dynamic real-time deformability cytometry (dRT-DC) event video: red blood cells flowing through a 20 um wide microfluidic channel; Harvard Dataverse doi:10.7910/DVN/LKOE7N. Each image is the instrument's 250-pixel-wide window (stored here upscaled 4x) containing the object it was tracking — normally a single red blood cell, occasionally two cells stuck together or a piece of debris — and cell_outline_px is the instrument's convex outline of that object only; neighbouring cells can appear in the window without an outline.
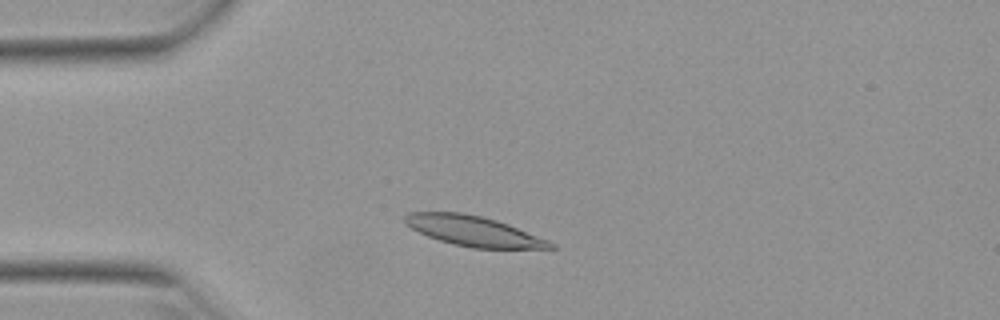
{"species": "Egyptian fruit bat (a non-hibernating species)", "species_latin": "Rousettus aegyptiacus", "temperature_condition": "warm", "stored_images_in_passage": 40, "camera_frame_rate_fps": 3000, "um_per_image_px": 0.085, "animal": {"sex": "female"}, "frame": {"image": 1, "passage_image": 1, "time_ms": 0.0, "image_size_px": [1000, 320], "cell_outline_px": [[556, 248], [472, 248], [452, 244], [428, 236], [412, 228], [404, 220], [404, 216], [408, 212], [460, 212], [480, 216], [496, 220], [508, 224], [548, 240], [556, 244]], "centroid_in_image_um": [40.26, 19.64], "position_along_channel_um": 44.7, "area_um2": 25.2}}
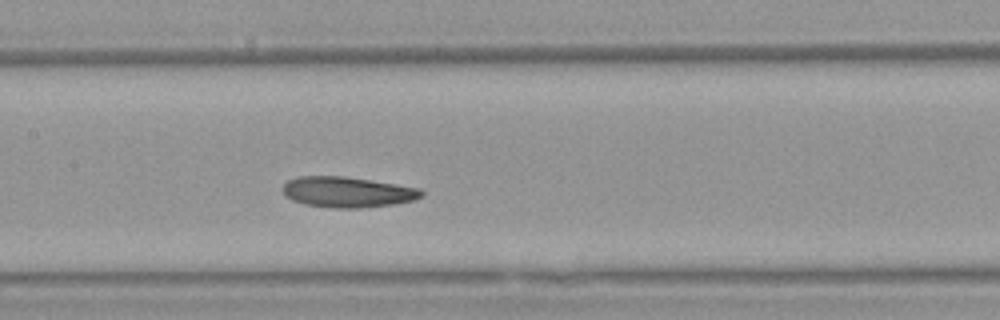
{"frame": {"image": 2, "passage_image": 13, "time_ms": 4.0, "image_size_px": [1000, 320], "cell_outline_px": [[424, 192], [420, 196], [412, 200], [392, 204], [360, 208], [332, 208], [304, 204], [292, 200], [284, 196], [280, 188], [288, 180], [300, 176], [344, 176], [420, 188]], "centroid_in_image_um": [29.45, 16.32], "position_along_channel_um": 178.0, "area_um2": 24.68}}
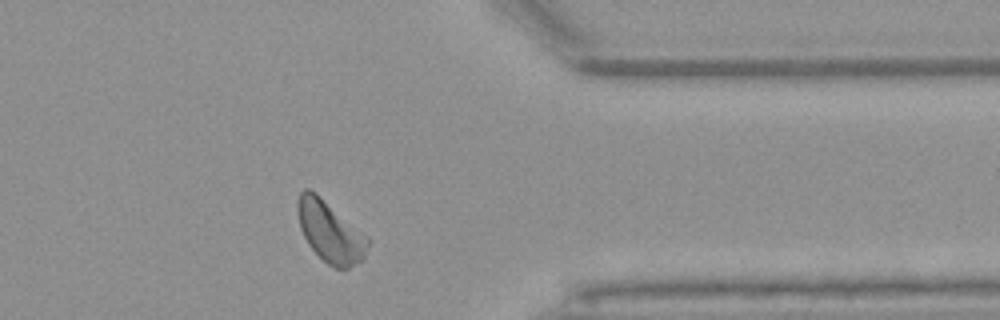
{"frame": {"image": 3, "passage_image": 30, "time_ms": 9.667, "image_size_px": [1000, 320], "cell_outline_px": [[372, 240], [364, 256], [360, 260], [348, 268], [336, 268], [328, 264], [308, 244], [300, 228], [296, 212], [296, 204], [300, 192], [304, 188], [308, 188], [316, 192], [368, 236]], "centroid_in_image_um": [28.05, 19.65], "position_along_channel_um": 383.3, "area_um2": 25.09}, "authors_computed_cell_mechanics": {"area_um2": 24.4205, "velocity_mm_per_s": 3.8714, "shape_relaxation_time_tau1_ms": 5.7418, "shape_relaxation_time_tau2_ms": null, "deformation_change_tau1": 0.1368, "deformation_change_tau2": null}}